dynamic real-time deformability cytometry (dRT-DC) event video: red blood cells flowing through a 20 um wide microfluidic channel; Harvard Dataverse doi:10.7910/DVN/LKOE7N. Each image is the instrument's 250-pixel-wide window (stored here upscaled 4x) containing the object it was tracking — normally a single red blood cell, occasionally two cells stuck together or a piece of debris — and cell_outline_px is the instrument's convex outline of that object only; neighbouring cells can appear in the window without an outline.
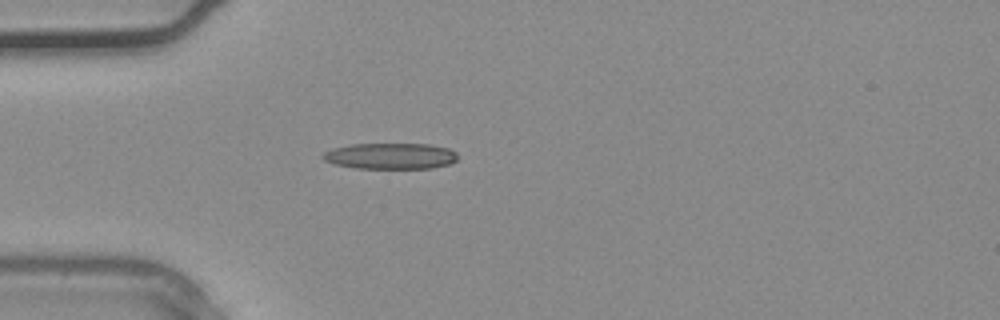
{"species": "common noctule bat (a hibernating species)", "species_latin": "Nyctalus noctula", "temperature_condition": "warm", "stored_images_in_passage": 37, "camera_frame_rate_fps": 3000, "um_per_image_px": 0.085, "animal": {"sex": "male", "body_mass_g": 20.4}, "frame": {"image": 1, "passage_image": 11, "time_ms": 3.333, "image_size_px": [1000, 320], "cell_outline_px": [[456, 160], [452, 164], [432, 168], [356, 168], [332, 164], [324, 160], [320, 156], [324, 152], [332, 148], [352, 144], [428, 144], [448, 148], [456, 152]], "centroid_in_image_um": [33.17, 13.26], "position_along_channel_um": 51.8, "area_um2": 20.58}}